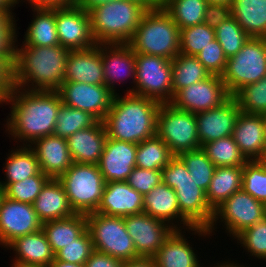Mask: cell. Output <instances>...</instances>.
<instances>
[{"instance_id":"cell-19","label":"cell","mask_w":266,"mask_h":267,"mask_svg":"<svg viewBox=\"0 0 266 267\" xmlns=\"http://www.w3.org/2000/svg\"><path fill=\"white\" fill-rule=\"evenodd\" d=\"M240 112L237 100L231 96L219 107L196 113L200 145L231 136Z\"/></svg>"},{"instance_id":"cell-43","label":"cell","mask_w":266,"mask_h":267,"mask_svg":"<svg viewBox=\"0 0 266 267\" xmlns=\"http://www.w3.org/2000/svg\"><path fill=\"white\" fill-rule=\"evenodd\" d=\"M242 112L248 114L266 113V75L260 81L248 84L233 96Z\"/></svg>"},{"instance_id":"cell-17","label":"cell","mask_w":266,"mask_h":267,"mask_svg":"<svg viewBox=\"0 0 266 267\" xmlns=\"http://www.w3.org/2000/svg\"><path fill=\"white\" fill-rule=\"evenodd\" d=\"M42 222L33 204L23 203L3 195L0 201V245L6 247L15 238L38 232Z\"/></svg>"},{"instance_id":"cell-15","label":"cell","mask_w":266,"mask_h":267,"mask_svg":"<svg viewBox=\"0 0 266 267\" xmlns=\"http://www.w3.org/2000/svg\"><path fill=\"white\" fill-rule=\"evenodd\" d=\"M221 76L210 75L206 79L179 90L171 104L193 114L219 107L230 98Z\"/></svg>"},{"instance_id":"cell-53","label":"cell","mask_w":266,"mask_h":267,"mask_svg":"<svg viewBox=\"0 0 266 267\" xmlns=\"http://www.w3.org/2000/svg\"><path fill=\"white\" fill-rule=\"evenodd\" d=\"M123 261L94 250L85 263V267H121Z\"/></svg>"},{"instance_id":"cell-37","label":"cell","mask_w":266,"mask_h":267,"mask_svg":"<svg viewBox=\"0 0 266 267\" xmlns=\"http://www.w3.org/2000/svg\"><path fill=\"white\" fill-rule=\"evenodd\" d=\"M173 156L164 141L155 135L137 144L136 167L162 170Z\"/></svg>"},{"instance_id":"cell-48","label":"cell","mask_w":266,"mask_h":267,"mask_svg":"<svg viewBox=\"0 0 266 267\" xmlns=\"http://www.w3.org/2000/svg\"><path fill=\"white\" fill-rule=\"evenodd\" d=\"M196 57L210 75L222 76L225 72L227 57L224 55L223 49L216 39L209 42V45L203 48Z\"/></svg>"},{"instance_id":"cell-31","label":"cell","mask_w":266,"mask_h":267,"mask_svg":"<svg viewBox=\"0 0 266 267\" xmlns=\"http://www.w3.org/2000/svg\"><path fill=\"white\" fill-rule=\"evenodd\" d=\"M231 13L250 37L266 38V0H232Z\"/></svg>"},{"instance_id":"cell-66","label":"cell","mask_w":266,"mask_h":267,"mask_svg":"<svg viewBox=\"0 0 266 267\" xmlns=\"http://www.w3.org/2000/svg\"><path fill=\"white\" fill-rule=\"evenodd\" d=\"M3 195H4L3 189L0 187V201H1L2 197H3Z\"/></svg>"},{"instance_id":"cell-39","label":"cell","mask_w":266,"mask_h":267,"mask_svg":"<svg viewBox=\"0 0 266 267\" xmlns=\"http://www.w3.org/2000/svg\"><path fill=\"white\" fill-rule=\"evenodd\" d=\"M97 121L91 114L61 103L54 135L67 139L75 132L93 126Z\"/></svg>"},{"instance_id":"cell-47","label":"cell","mask_w":266,"mask_h":267,"mask_svg":"<svg viewBox=\"0 0 266 267\" xmlns=\"http://www.w3.org/2000/svg\"><path fill=\"white\" fill-rule=\"evenodd\" d=\"M94 251L91 235L86 229L77 239L64 246L55 254V259L67 263L85 265Z\"/></svg>"},{"instance_id":"cell-5","label":"cell","mask_w":266,"mask_h":267,"mask_svg":"<svg viewBox=\"0 0 266 267\" xmlns=\"http://www.w3.org/2000/svg\"><path fill=\"white\" fill-rule=\"evenodd\" d=\"M180 29L161 7L148 9L128 45L137 54L172 60L180 51Z\"/></svg>"},{"instance_id":"cell-45","label":"cell","mask_w":266,"mask_h":267,"mask_svg":"<svg viewBox=\"0 0 266 267\" xmlns=\"http://www.w3.org/2000/svg\"><path fill=\"white\" fill-rule=\"evenodd\" d=\"M242 189L258 201L266 202V166L260 160L248 161L243 166Z\"/></svg>"},{"instance_id":"cell-8","label":"cell","mask_w":266,"mask_h":267,"mask_svg":"<svg viewBox=\"0 0 266 267\" xmlns=\"http://www.w3.org/2000/svg\"><path fill=\"white\" fill-rule=\"evenodd\" d=\"M86 219L94 250L121 261L140 258L136 254L133 239L127 232L123 217L94 212L87 214Z\"/></svg>"},{"instance_id":"cell-65","label":"cell","mask_w":266,"mask_h":267,"mask_svg":"<svg viewBox=\"0 0 266 267\" xmlns=\"http://www.w3.org/2000/svg\"><path fill=\"white\" fill-rule=\"evenodd\" d=\"M263 119H264V127H265V139H266V113L263 114Z\"/></svg>"},{"instance_id":"cell-42","label":"cell","mask_w":266,"mask_h":267,"mask_svg":"<svg viewBox=\"0 0 266 267\" xmlns=\"http://www.w3.org/2000/svg\"><path fill=\"white\" fill-rule=\"evenodd\" d=\"M180 51L185 55L196 56L209 42L216 39L215 29L204 22L180 29Z\"/></svg>"},{"instance_id":"cell-67","label":"cell","mask_w":266,"mask_h":267,"mask_svg":"<svg viewBox=\"0 0 266 267\" xmlns=\"http://www.w3.org/2000/svg\"><path fill=\"white\" fill-rule=\"evenodd\" d=\"M264 216H265V219H266V202H264Z\"/></svg>"},{"instance_id":"cell-26","label":"cell","mask_w":266,"mask_h":267,"mask_svg":"<svg viewBox=\"0 0 266 267\" xmlns=\"http://www.w3.org/2000/svg\"><path fill=\"white\" fill-rule=\"evenodd\" d=\"M107 139L105 125L97 121L66 139L74 163L98 165Z\"/></svg>"},{"instance_id":"cell-57","label":"cell","mask_w":266,"mask_h":267,"mask_svg":"<svg viewBox=\"0 0 266 267\" xmlns=\"http://www.w3.org/2000/svg\"><path fill=\"white\" fill-rule=\"evenodd\" d=\"M12 10L0 8V28H4L14 18Z\"/></svg>"},{"instance_id":"cell-62","label":"cell","mask_w":266,"mask_h":267,"mask_svg":"<svg viewBox=\"0 0 266 267\" xmlns=\"http://www.w3.org/2000/svg\"><path fill=\"white\" fill-rule=\"evenodd\" d=\"M207 3L224 4L231 6L232 0H206Z\"/></svg>"},{"instance_id":"cell-51","label":"cell","mask_w":266,"mask_h":267,"mask_svg":"<svg viewBox=\"0 0 266 267\" xmlns=\"http://www.w3.org/2000/svg\"><path fill=\"white\" fill-rule=\"evenodd\" d=\"M232 16L231 6L216 3H207L204 13V23L216 29L223 21Z\"/></svg>"},{"instance_id":"cell-4","label":"cell","mask_w":266,"mask_h":267,"mask_svg":"<svg viewBox=\"0 0 266 267\" xmlns=\"http://www.w3.org/2000/svg\"><path fill=\"white\" fill-rule=\"evenodd\" d=\"M148 8L133 0H114L89 10L97 44H128Z\"/></svg>"},{"instance_id":"cell-63","label":"cell","mask_w":266,"mask_h":267,"mask_svg":"<svg viewBox=\"0 0 266 267\" xmlns=\"http://www.w3.org/2000/svg\"><path fill=\"white\" fill-rule=\"evenodd\" d=\"M260 161L266 166V147H265V152H264L262 158L260 159Z\"/></svg>"},{"instance_id":"cell-27","label":"cell","mask_w":266,"mask_h":267,"mask_svg":"<svg viewBox=\"0 0 266 267\" xmlns=\"http://www.w3.org/2000/svg\"><path fill=\"white\" fill-rule=\"evenodd\" d=\"M5 248L15 251L13 263L20 265L49 267L55 259V255L42 229L38 232L15 238Z\"/></svg>"},{"instance_id":"cell-55","label":"cell","mask_w":266,"mask_h":267,"mask_svg":"<svg viewBox=\"0 0 266 267\" xmlns=\"http://www.w3.org/2000/svg\"><path fill=\"white\" fill-rule=\"evenodd\" d=\"M121 267H157L154 258L140 257L134 260L123 261Z\"/></svg>"},{"instance_id":"cell-10","label":"cell","mask_w":266,"mask_h":267,"mask_svg":"<svg viewBox=\"0 0 266 267\" xmlns=\"http://www.w3.org/2000/svg\"><path fill=\"white\" fill-rule=\"evenodd\" d=\"M135 87L127 93L153 99L161 104L171 103L172 88L171 60L161 56L135 53Z\"/></svg>"},{"instance_id":"cell-38","label":"cell","mask_w":266,"mask_h":267,"mask_svg":"<svg viewBox=\"0 0 266 267\" xmlns=\"http://www.w3.org/2000/svg\"><path fill=\"white\" fill-rule=\"evenodd\" d=\"M201 149L216 167L244 166L248 162L232 135L205 143Z\"/></svg>"},{"instance_id":"cell-59","label":"cell","mask_w":266,"mask_h":267,"mask_svg":"<svg viewBox=\"0 0 266 267\" xmlns=\"http://www.w3.org/2000/svg\"><path fill=\"white\" fill-rule=\"evenodd\" d=\"M49 267H85V265L81 264H74V263H67L63 261H58L54 259Z\"/></svg>"},{"instance_id":"cell-52","label":"cell","mask_w":266,"mask_h":267,"mask_svg":"<svg viewBox=\"0 0 266 267\" xmlns=\"http://www.w3.org/2000/svg\"><path fill=\"white\" fill-rule=\"evenodd\" d=\"M15 17L0 28V55H15L18 33Z\"/></svg>"},{"instance_id":"cell-12","label":"cell","mask_w":266,"mask_h":267,"mask_svg":"<svg viewBox=\"0 0 266 267\" xmlns=\"http://www.w3.org/2000/svg\"><path fill=\"white\" fill-rule=\"evenodd\" d=\"M264 218V203L240 189L214 210L213 220L208 232L212 236L213 230L217 228L216 223L219 221L218 223H224L222 226L226 227L225 231L229 233L227 235L235 238L244 229L262 221Z\"/></svg>"},{"instance_id":"cell-21","label":"cell","mask_w":266,"mask_h":267,"mask_svg":"<svg viewBox=\"0 0 266 267\" xmlns=\"http://www.w3.org/2000/svg\"><path fill=\"white\" fill-rule=\"evenodd\" d=\"M101 59L104 84L115 95L117 94L115 85L125 83L128 78L133 80L135 86V53L128 44H101Z\"/></svg>"},{"instance_id":"cell-25","label":"cell","mask_w":266,"mask_h":267,"mask_svg":"<svg viewBox=\"0 0 266 267\" xmlns=\"http://www.w3.org/2000/svg\"><path fill=\"white\" fill-rule=\"evenodd\" d=\"M103 72L101 44H96L88 49L70 50L64 81L104 84Z\"/></svg>"},{"instance_id":"cell-35","label":"cell","mask_w":266,"mask_h":267,"mask_svg":"<svg viewBox=\"0 0 266 267\" xmlns=\"http://www.w3.org/2000/svg\"><path fill=\"white\" fill-rule=\"evenodd\" d=\"M173 95L210 76L196 56L179 53L171 60Z\"/></svg>"},{"instance_id":"cell-33","label":"cell","mask_w":266,"mask_h":267,"mask_svg":"<svg viewBox=\"0 0 266 267\" xmlns=\"http://www.w3.org/2000/svg\"><path fill=\"white\" fill-rule=\"evenodd\" d=\"M18 148V149H17ZM8 154L4 163L5 181H0L4 190L10 183L20 182L41 172L37 156L28 145L17 146Z\"/></svg>"},{"instance_id":"cell-20","label":"cell","mask_w":266,"mask_h":267,"mask_svg":"<svg viewBox=\"0 0 266 267\" xmlns=\"http://www.w3.org/2000/svg\"><path fill=\"white\" fill-rule=\"evenodd\" d=\"M136 150L137 144L107 137L98 163L104 181H126L136 167Z\"/></svg>"},{"instance_id":"cell-28","label":"cell","mask_w":266,"mask_h":267,"mask_svg":"<svg viewBox=\"0 0 266 267\" xmlns=\"http://www.w3.org/2000/svg\"><path fill=\"white\" fill-rule=\"evenodd\" d=\"M33 206L42 223L74 214L63 184L58 179L53 178L44 185Z\"/></svg>"},{"instance_id":"cell-23","label":"cell","mask_w":266,"mask_h":267,"mask_svg":"<svg viewBox=\"0 0 266 267\" xmlns=\"http://www.w3.org/2000/svg\"><path fill=\"white\" fill-rule=\"evenodd\" d=\"M29 147L37 156L41 172L50 178L58 179L73 163L66 139L57 135L38 138Z\"/></svg>"},{"instance_id":"cell-54","label":"cell","mask_w":266,"mask_h":267,"mask_svg":"<svg viewBox=\"0 0 266 267\" xmlns=\"http://www.w3.org/2000/svg\"><path fill=\"white\" fill-rule=\"evenodd\" d=\"M23 0H15L18 5ZM31 8H55L59 6L77 5V0H25Z\"/></svg>"},{"instance_id":"cell-30","label":"cell","mask_w":266,"mask_h":267,"mask_svg":"<svg viewBox=\"0 0 266 267\" xmlns=\"http://www.w3.org/2000/svg\"><path fill=\"white\" fill-rule=\"evenodd\" d=\"M86 229V215L79 213L42 223V231L54 255L64 246L77 239Z\"/></svg>"},{"instance_id":"cell-58","label":"cell","mask_w":266,"mask_h":267,"mask_svg":"<svg viewBox=\"0 0 266 267\" xmlns=\"http://www.w3.org/2000/svg\"><path fill=\"white\" fill-rule=\"evenodd\" d=\"M145 5L148 9L161 7L162 0H133Z\"/></svg>"},{"instance_id":"cell-14","label":"cell","mask_w":266,"mask_h":267,"mask_svg":"<svg viewBox=\"0 0 266 267\" xmlns=\"http://www.w3.org/2000/svg\"><path fill=\"white\" fill-rule=\"evenodd\" d=\"M62 103L85 111L103 122L115 94L105 85L64 81L57 90Z\"/></svg>"},{"instance_id":"cell-24","label":"cell","mask_w":266,"mask_h":267,"mask_svg":"<svg viewBox=\"0 0 266 267\" xmlns=\"http://www.w3.org/2000/svg\"><path fill=\"white\" fill-rule=\"evenodd\" d=\"M232 137L248 161L260 160L266 147L263 115L241 111L236 119Z\"/></svg>"},{"instance_id":"cell-11","label":"cell","mask_w":266,"mask_h":267,"mask_svg":"<svg viewBox=\"0 0 266 267\" xmlns=\"http://www.w3.org/2000/svg\"><path fill=\"white\" fill-rule=\"evenodd\" d=\"M156 135L169 147L173 155L200 149L195 114L161 104L157 114Z\"/></svg>"},{"instance_id":"cell-6","label":"cell","mask_w":266,"mask_h":267,"mask_svg":"<svg viewBox=\"0 0 266 267\" xmlns=\"http://www.w3.org/2000/svg\"><path fill=\"white\" fill-rule=\"evenodd\" d=\"M162 183L174 189L180 214L193 226L209 228L214 210L209 206L206 191L197 186L185 163L174 155L161 170Z\"/></svg>"},{"instance_id":"cell-1","label":"cell","mask_w":266,"mask_h":267,"mask_svg":"<svg viewBox=\"0 0 266 267\" xmlns=\"http://www.w3.org/2000/svg\"><path fill=\"white\" fill-rule=\"evenodd\" d=\"M5 103L12 105L5 125V132L12 139L29 146L38 138L54 134L62 103L58 91L24 90L13 86Z\"/></svg>"},{"instance_id":"cell-34","label":"cell","mask_w":266,"mask_h":267,"mask_svg":"<svg viewBox=\"0 0 266 267\" xmlns=\"http://www.w3.org/2000/svg\"><path fill=\"white\" fill-rule=\"evenodd\" d=\"M242 175L243 166L216 167L206 191L208 204L213 210L242 189Z\"/></svg>"},{"instance_id":"cell-46","label":"cell","mask_w":266,"mask_h":267,"mask_svg":"<svg viewBox=\"0 0 266 267\" xmlns=\"http://www.w3.org/2000/svg\"><path fill=\"white\" fill-rule=\"evenodd\" d=\"M251 257L266 261V219L244 229L235 238Z\"/></svg>"},{"instance_id":"cell-18","label":"cell","mask_w":266,"mask_h":267,"mask_svg":"<svg viewBox=\"0 0 266 267\" xmlns=\"http://www.w3.org/2000/svg\"><path fill=\"white\" fill-rule=\"evenodd\" d=\"M143 211L149 216L167 222L175 229H184L188 232L192 231L194 233H192V235L198 234L199 237H208L209 235L211 236L207 228L193 227L180 214L177 196L174 189L162 182L158 186L154 187L149 193L143 196ZM173 222L176 224H174Z\"/></svg>"},{"instance_id":"cell-13","label":"cell","mask_w":266,"mask_h":267,"mask_svg":"<svg viewBox=\"0 0 266 267\" xmlns=\"http://www.w3.org/2000/svg\"><path fill=\"white\" fill-rule=\"evenodd\" d=\"M56 30L59 44L69 50L95 46L89 11L79 5L55 7Z\"/></svg>"},{"instance_id":"cell-2","label":"cell","mask_w":266,"mask_h":267,"mask_svg":"<svg viewBox=\"0 0 266 267\" xmlns=\"http://www.w3.org/2000/svg\"><path fill=\"white\" fill-rule=\"evenodd\" d=\"M16 43L13 86L24 90L57 91L64 82L70 50L56 46H27Z\"/></svg>"},{"instance_id":"cell-7","label":"cell","mask_w":266,"mask_h":267,"mask_svg":"<svg viewBox=\"0 0 266 267\" xmlns=\"http://www.w3.org/2000/svg\"><path fill=\"white\" fill-rule=\"evenodd\" d=\"M58 180L63 184L74 213L96 212L106 184L98 165L73 162Z\"/></svg>"},{"instance_id":"cell-61","label":"cell","mask_w":266,"mask_h":267,"mask_svg":"<svg viewBox=\"0 0 266 267\" xmlns=\"http://www.w3.org/2000/svg\"><path fill=\"white\" fill-rule=\"evenodd\" d=\"M14 7H16L15 0H0V8L12 9Z\"/></svg>"},{"instance_id":"cell-60","label":"cell","mask_w":266,"mask_h":267,"mask_svg":"<svg viewBox=\"0 0 266 267\" xmlns=\"http://www.w3.org/2000/svg\"><path fill=\"white\" fill-rule=\"evenodd\" d=\"M236 261L232 262V261H224V262H220V263H216L217 265L216 266H213V267H245V265H239V262L236 263ZM211 267V266H210ZM246 267H249V266H246Z\"/></svg>"},{"instance_id":"cell-36","label":"cell","mask_w":266,"mask_h":267,"mask_svg":"<svg viewBox=\"0 0 266 267\" xmlns=\"http://www.w3.org/2000/svg\"><path fill=\"white\" fill-rule=\"evenodd\" d=\"M206 5V0H162L161 6L184 29L204 22Z\"/></svg>"},{"instance_id":"cell-50","label":"cell","mask_w":266,"mask_h":267,"mask_svg":"<svg viewBox=\"0 0 266 267\" xmlns=\"http://www.w3.org/2000/svg\"><path fill=\"white\" fill-rule=\"evenodd\" d=\"M15 55H0V104H4L13 88Z\"/></svg>"},{"instance_id":"cell-16","label":"cell","mask_w":266,"mask_h":267,"mask_svg":"<svg viewBox=\"0 0 266 267\" xmlns=\"http://www.w3.org/2000/svg\"><path fill=\"white\" fill-rule=\"evenodd\" d=\"M139 257L153 258L175 230L167 222L141 213L123 217Z\"/></svg>"},{"instance_id":"cell-41","label":"cell","mask_w":266,"mask_h":267,"mask_svg":"<svg viewBox=\"0 0 266 267\" xmlns=\"http://www.w3.org/2000/svg\"><path fill=\"white\" fill-rule=\"evenodd\" d=\"M215 36L227 58L236 55L250 38L233 16L215 29Z\"/></svg>"},{"instance_id":"cell-56","label":"cell","mask_w":266,"mask_h":267,"mask_svg":"<svg viewBox=\"0 0 266 267\" xmlns=\"http://www.w3.org/2000/svg\"><path fill=\"white\" fill-rule=\"evenodd\" d=\"M114 0H77V5L89 11L91 8Z\"/></svg>"},{"instance_id":"cell-40","label":"cell","mask_w":266,"mask_h":267,"mask_svg":"<svg viewBox=\"0 0 266 267\" xmlns=\"http://www.w3.org/2000/svg\"><path fill=\"white\" fill-rule=\"evenodd\" d=\"M185 163L187 171L190 173L194 183L207 191L216 166L200 148L193 151L181 152L178 155Z\"/></svg>"},{"instance_id":"cell-44","label":"cell","mask_w":266,"mask_h":267,"mask_svg":"<svg viewBox=\"0 0 266 267\" xmlns=\"http://www.w3.org/2000/svg\"><path fill=\"white\" fill-rule=\"evenodd\" d=\"M51 178L40 172L32 177L26 178L23 181L10 183L4 190V195L12 200L33 204L40 194L44 185Z\"/></svg>"},{"instance_id":"cell-64","label":"cell","mask_w":266,"mask_h":267,"mask_svg":"<svg viewBox=\"0 0 266 267\" xmlns=\"http://www.w3.org/2000/svg\"><path fill=\"white\" fill-rule=\"evenodd\" d=\"M11 265H12L11 267H34V266L20 265V264H16V263H13V264H11Z\"/></svg>"},{"instance_id":"cell-29","label":"cell","mask_w":266,"mask_h":267,"mask_svg":"<svg viewBox=\"0 0 266 267\" xmlns=\"http://www.w3.org/2000/svg\"><path fill=\"white\" fill-rule=\"evenodd\" d=\"M184 233L186 232H182V229H175L165 240L153 257L157 267H202Z\"/></svg>"},{"instance_id":"cell-49","label":"cell","mask_w":266,"mask_h":267,"mask_svg":"<svg viewBox=\"0 0 266 267\" xmlns=\"http://www.w3.org/2000/svg\"><path fill=\"white\" fill-rule=\"evenodd\" d=\"M126 182L144 196L162 182L161 170L134 167Z\"/></svg>"},{"instance_id":"cell-9","label":"cell","mask_w":266,"mask_h":267,"mask_svg":"<svg viewBox=\"0 0 266 267\" xmlns=\"http://www.w3.org/2000/svg\"><path fill=\"white\" fill-rule=\"evenodd\" d=\"M266 75V38L250 37L242 49L227 58L222 80L230 96Z\"/></svg>"},{"instance_id":"cell-3","label":"cell","mask_w":266,"mask_h":267,"mask_svg":"<svg viewBox=\"0 0 266 267\" xmlns=\"http://www.w3.org/2000/svg\"><path fill=\"white\" fill-rule=\"evenodd\" d=\"M118 94L103 120L107 137L133 144L154 137L161 103L132 93Z\"/></svg>"},{"instance_id":"cell-22","label":"cell","mask_w":266,"mask_h":267,"mask_svg":"<svg viewBox=\"0 0 266 267\" xmlns=\"http://www.w3.org/2000/svg\"><path fill=\"white\" fill-rule=\"evenodd\" d=\"M96 212L118 217L144 213L143 195L133 189L126 181L106 182Z\"/></svg>"},{"instance_id":"cell-32","label":"cell","mask_w":266,"mask_h":267,"mask_svg":"<svg viewBox=\"0 0 266 267\" xmlns=\"http://www.w3.org/2000/svg\"><path fill=\"white\" fill-rule=\"evenodd\" d=\"M32 11H34L33 20L25 32L22 44L27 46L60 45L56 30L55 8H32Z\"/></svg>"}]
</instances>
